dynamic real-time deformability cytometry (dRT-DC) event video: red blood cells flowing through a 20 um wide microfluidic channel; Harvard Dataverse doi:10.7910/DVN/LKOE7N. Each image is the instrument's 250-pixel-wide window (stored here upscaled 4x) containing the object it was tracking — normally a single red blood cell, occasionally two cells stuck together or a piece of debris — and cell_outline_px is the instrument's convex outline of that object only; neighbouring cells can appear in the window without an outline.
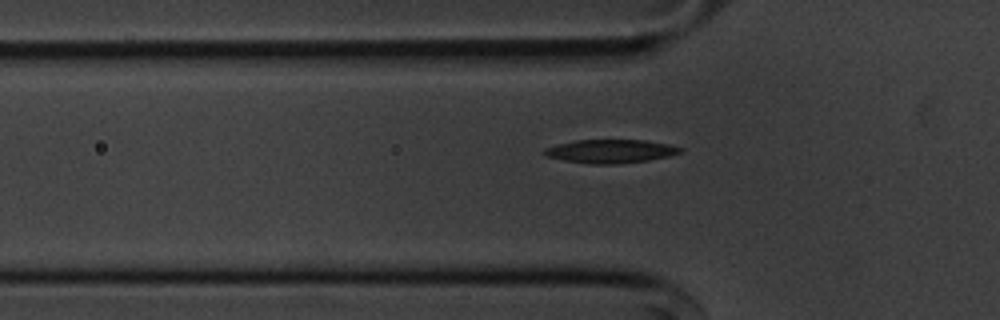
{"species": "common noctule bat (a hibernating species)", "species_latin": "Nyctalus noctula", "temperature_condition": "cold", "stored_images_in_passage": 40, "segment_of_instrument_passage": [1, 2], "camera_frame_rate_fps": 3000, "um_per_image_px": 0.085, "animal": {"sex": "male", "body_mass_g": 20.1, "forearm_length_mm": 53.5}, "frame": {"image": 1, "passage_image": 6, "time_ms": 1.667, "image_size_px": [1000, 320], "cell_outline_px": [[684, 148], [680, 152], [668, 156], [648, 160], [616, 164], [588, 164], [564, 160], [544, 156], [540, 152], [544, 148], [556, 144], [576, 140], [644, 140], [668, 144]], "centroid_in_image_um": [51.82, 12.85], "position_along_channel_um": 74.0, "area_um2": 18.73}}
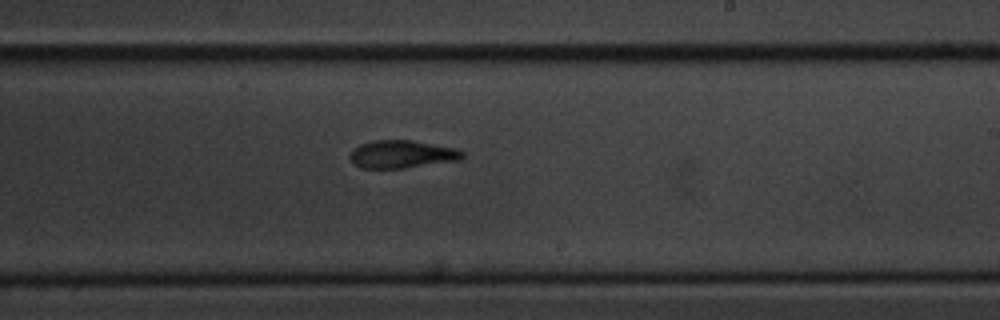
{"frame": {"image": 2, "passage_image": 21, "time_ms": 6.667, "image_size_px": [1000, 320], "cell_outline_px": [[464, 156], [460, 160], [404, 168], [360, 168], [348, 156], [352, 148], [360, 144], [372, 140], [412, 140], [456, 148], [464, 152]], "centroid_in_image_um": [34.15, 13.1], "position_along_channel_um": 254.8, "area_um2": 18.32}}
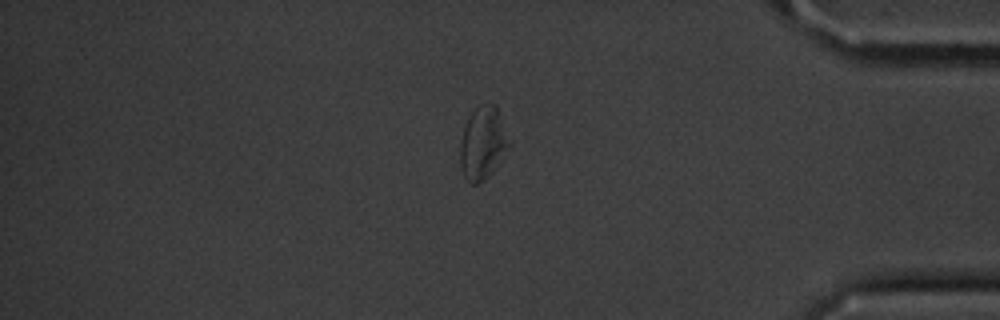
{"frame": {"image": 3, "passage_image": 35, "time_ms": 11.333, "image_size_px": [1000, 320], "cell_outline_px": [[512, 144], [492, 172], [484, 180], [476, 184], [472, 184], [464, 176], [460, 168], [460, 144], [464, 128], [472, 112], [476, 108], [492, 104], [496, 104]], "centroid_in_image_um": [41.06, 12.2], "position_along_channel_um": 394.1, "area_um2": 20.58}}